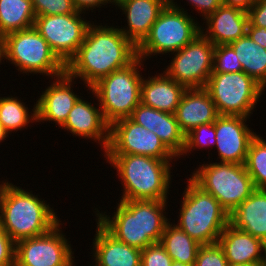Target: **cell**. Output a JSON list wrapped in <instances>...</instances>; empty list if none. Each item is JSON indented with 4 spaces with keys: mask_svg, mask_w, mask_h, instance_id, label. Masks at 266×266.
<instances>
[{
    "mask_svg": "<svg viewBox=\"0 0 266 266\" xmlns=\"http://www.w3.org/2000/svg\"><path fill=\"white\" fill-rule=\"evenodd\" d=\"M215 45L198 34L189 44L174 52L164 72L186 89L204 88L213 69Z\"/></svg>",
    "mask_w": 266,
    "mask_h": 266,
    "instance_id": "11",
    "label": "cell"
},
{
    "mask_svg": "<svg viewBox=\"0 0 266 266\" xmlns=\"http://www.w3.org/2000/svg\"><path fill=\"white\" fill-rule=\"evenodd\" d=\"M172 262L160 242L149 245L141 252V266H171Z\"/></svg>",
    "mask_w": 266,
    "mask_h": 266,
    "instance_id": "35",
    "label": "cell"
},
{
    "mask_svg": "<svg viewBox=\"0 0 266 266\" xmlns=\"http://www.w3.org/2000/svg\"><path fill=\"white\" fill-rule=\"evenodd\" d=\"M194 266H228L227 259L218 243L201 245Z\"/></svg>",
    "mask_w": 266,
    "mask_h": 266,
    "instance_id": "34",
    "label": "cell"
},
{
    "mask_svg": "<svg viewBox=\"0 0 266 266\" xmlns=\"http://www.w3.org/2000/svg\"><path fill=\"white\" fill-rule=\"evenodd\" d=\"M3 53L4 60L11 61L22 74L40 73L55 79L65 73V65L34 27L6 34Z\"/></svg>",
    "mask_w": 266,
    "mask_h": 266,
    "instance_id": "8",
    "label": "cell"
},
{
    "mask_svg": "<svg viewBox=\"0 0 266 266\" xmlns=\"http://www.w3.org/2000/svg\"><path fill=\"white\" fill-rule=\"evenodd\" d=\"M215 137V122L199 125L185 135V147L178 159L182 157V155L184 156V154L187 155V153H191L192 149L195 150L196 148L201 149L203 147H213L216 143Z\"/></svg>",
    "mask_w": 266,
    "mask_h": 266,
    "instance_id": "31",
    "label": "cell"
},
{
    "mask_svg": "<svg viewBox=\"0 0 266 266\" xmlns=\"http://www.w3.org/2000/svg\"><path fill=\"white\" fill-rule=\"evenodd\" d=\"M80 14L36 16L34 21V28L65 66L77 53L91 23Z\"/></svg>",
    "mask_w": 266,
    "mask_h": 266,
    "instance_id": "12",
    "label": "cell"
},
{
    "mask_svg": "<svg viewBox=\"0 0 266 266\" xmlns=\"http://www.w3.org/2000/svg\"><path fill=\"white\" fill-rule=\"evenodd\" d=\"M187 182L176 226L201 245L215 244L229 224V213L191 178Z\"/></svg>",
    "mask_w": 266,
    "mask_h": 266,
    "instance_id": "5",
    "label": "cell"
},
{
    "mask_svg": "<svg viewBox=\"0 0 266 266\" xmlns=\"http://www.w3.org/2000/svg\"><path fill=\"white\" fill-rule=\"evenodd\" d=\"M229 223L266 244V189H255L229 214Z\"/></svg>",
    "mask_w": 266,
    "mask_h": 266,
    "instance_id": "24",
    "label": "cell"
},
{
    "mask_svg": "<svg viewBox=\"0 0 266 266\" xmlns=\"http://www.w3.org/2000/svg\"><path fill=\"white\" fill-rule=\"evenodd\" d=\"M16 243L0 228V266H15Z\"/></svg>",
    "mask_w": 266,
    "mask_h": 266,
    "instance_id": "37",
    "label": "cell"
},
{
    "mask_svg": "<svg viewBox=\"0 0 266 266\" xmlns=\"http://www.w3.org/2000/svg\"><path fill=\"white\" fill-rule=\"evenodd\" d=\"M191 6L199 10L202 17L205 19L207 16L212 14L217 8L222 5V0H187Z\"/></svg>",
    "mask_w": 266,
    "mask_h": 266,
    "instance_id": "39",
    "label": "cell"
},
{
    "mask_svg": "<svg viewBox=\"0 0 266 266\" xmlns=\"http://www.w3.org/2000/svg\"><path fill=\"white\" fill-rule=\"evenodd\" d=\"M35 18L31 0H0V37L34 27Z\"/></svg>",
    "mask_w": 266,
    "mask_h": 266,
    "instance_id": "26",
    "label": "cell"
},
{
    "mask_svg": "<svg viewBox=\"0 0 266 266\" xmlns=\"http://www.w3.org/2000/svg\"><path fill=\"white\" fill-rule=\"evenodd\" d=\"M104 154H133L162 160H176V156L152 131L134 122L130 117L110 124L109 143Z\"/></svg>",
    "mask_w": 266,
    "mask_h": 266,
    "instance_id": "13",
    "label": "cell"
},
{
    "mask_svg": "<svg viewBox=\"0 0 266 266\" xmlns=\"http://www.w3.org/2000/svg\"><path fill=\"white\" fill-rule=\"evenodd\" d=\"M167 4L168 0H122L116 6L124 12L128 27L120 31L138 46Z\"/></svg>",
    "mask_w": 266,
    "mask_h": 266,
    "instance_id": "21",
    "label": "cell"
},
{
    "mask_svg": "<svg viewBox=\"0 0 266 266\" xmlns=\"http://www.w3.org/2000/svg\"><path fill=\"white\" fill-rule=\"evenodd\" d=\"M142 63H144L143 60L137 57L131 64L113 71L89 89L98 99L97 105L109 124L118 119L130 117L141 102L143 77L138 69L144 65Z\"/></svg>",
    "mask_w": 266,
    "mask_h": 266,
    "instance_id": "6",
    "label": "cell"
},
{
    "mask_svg": "<svg viewBox=\"0 0 266 266\" xmlns=\"http://www.w3.org/2000/svg\"><path fill=\"white\" fill-rule=\"evenodd\" d=\"M241 63L242 71L266 88V49L247 34L230 43Z\"/></svg>",
    "mask_w": 266,
    "mask_h": 266,
    "instance_id": "25",
    "label": "cell"
},
{
    "mask_svg": "<svg viewBox=\"0 0 266 266\" xmlns=\"http://www.w3.org/2000/svg\"><path fill=\"white\" fill-rule=\"evenodd\" d=\"M4 59L3 53V37H0V64L2 63L1 60Z\"/></svg>",
    "mask_w": 266,
    "mask_h": 266,
    "instance_id": "44",
    "label": "cell"
},
{
    "mask_svg": "<svg viewBox=\"0 0 266 266\" xmlns=\"http://www.w3.org/2000/svg\"><path fill=\"white\" fill-rule=\"evenodd\" d=\"M8 134L9 133L5 130V128L0 123V143L6 140L5 138L9 137Z\"/></svg>",
    "mask_w": 266,
    "mask_h": 266,
    "instance_id": "43",
    "label": "cell"
},
{
    "mask_svg": "<svg viewBox=\"0 0 266 266\" xmlns=\"http://www.w3.org/2000/svg\"><path fill=\"white\" fill-rule=\"evenodd\" d=\"M239 71H242V66L232 46L230 44L215 46L212 73H231Z\"/></svg>",
    "mask_w": 266,
    "mask_h": 266,
    "instance_id": "32",
    "label": "cell"
},
{
    "mask_svg": "<svg viewBox=\"0 0 266 266\" xmlns=\"http://www.w3.org/2000/svg\"><path fill=\"white\" fill-rule=\"evenodd\" d=\"M175 117L186 135L199 125L215 122L219 113L205 88H191L184 91Z\"/></svg>",
    "mask_w": 266,
    "mask_h": 266,
    "instance_id": "20",
    "label": "cell"
},
{
    "mask_svg": "<svg viewBox=\"0 0 266 266\" xmlns=\"http://www.w3.org/2000/svg\"><path fill=\"white\" fill-rule=\"evenodd\" d=\"M219 115L249 118L265 89L243 71L212 73L204 87Z\"/></svg>",
    "mask_w": 266,
    "mask_h": 266,
    "instance_id": "10",
    "label": "cell"
},
{
    "mask_svg": "<svg viewBox=\"0 0 266 266\" xmlns=\"http://www.w3.org/2000/svg\"><path fill=\"white\" fill-rule=\"evenodd\" d=\"M60 222L45 234L16 243L15 266H68L75 256Z\"/></svg>",
    "mask_w": 266,
    "mask_h": 266,
    "instance_id": "14",
    "label": "cell"
},
{
    "mask_svg": "<svg viewBox=\"0 0 266 266\" xmlns=\"http://www.w3.org/2000/svg\"><path fill=\"white\" fill-rule=\"evenodd\" d=\"M74 78L66 72L56 77L50 86L42 92L36 102L37 121H54L61 127L80 98L73 92Z\"/></svg>",
    "mask_w": 266,
    "mask_h": 266,
    "instance_id": "16",
    "label": "cell"
},
{
    "mask_svg": "<svg viewBox=\"0 0 266 266\" xmlns=\"http://www.w3.org/2000/svg\"><path fill=\"white\" fill-rule=\"evenodd\" d=\"M249 23L266 28V0H256L248 11Z\"/></svg>",
    "mask_w": 266,
    "mask_h": 266,
    "instance_id": "38",
    "label": "cell"
},
{
    "mask_svg": "<svg viewBox=\"0 0 266 266\" xmlns=\"http://www.w3.org/2000/svg\"><path fill=\"white\" fill-rule=\"evenodd\" d=\"M153 132L177 158L182 154L185 147V134L180 129L175 114L156 110Z\"/></svg>",
    "mask_w": 266,
    "mask_h": 266,
    "instance_id": "29",
    "label": "cell"
},
{
    "mask_svg": "<svg viewBox=\"0 0 266 266\" xmlns=\"http://www.w3.org/2000/svg\"><path fill=\"white\" fill-rule=\"evenodd\" d=\"M93 239L95 266H141L142 250L118 241L98 221Z\"/></svg>",
    "mask_w": 266,
    "mask_h": 266,
    "instance_id": "22",
    "label": "cell"
},
{
    "mask_svg": "<svg viewBox=\"0 0 266 266\" xmlns=\"http://www.w3.org/2000/svg\"><path fill=\"white\" fill-rule=\"evenodd\" d=\"M171 266H190V265H187V264H183L181 262H176V261H173Z\"/></svg>",
    "mask_w": 266,
    "mask_h": 266,
    "instance_id": "45",
    "label": "cell"
},
{
    "mask_svg": "<svg viewBox=\"0 0 266 266\" xmlns=\"http://www.w3.org/2000/svg\"><path fill=\"white\" fill-rule=\"evenodd\" d=\"M29 191L7 182L0 198V228L15 243L45 234L61 222L53 207Z\"/></svg>",
    "mask_w": 266,
    "mask_h": 266,
    "instance_id": "3",
    "label": "cell"
},
{
    "mask_svg": "<svg viewBox=\"0 0 266 266\" xmlns=\"http://www.w3.org/2000/svg\"><path fill=\"white\" fill-rule=\"evenodd\" d=\"M244 165L255 189H266V140L260 135L251 140Z\"/></svg>",
    "mask_w": 266,
    "mask_h": 266,
    "instance_id": "30",
    "label": "cell"
},
{
    "mask_svg": "<svg viewBox=\"0 0 266 266\" xmlns=\"http://www.w3.org/2000/svg\"><path fill=\"white\" fill-rule=\"evenodd\" d=\"M217 243L228 265H266V244L230 223L222 231Z\"/></svg>",
    "mask_w": 266,
    "mask_h": 266,
    "instance_id": "17",
    "label": "cell"
},
{
    "mask_svg": "<svg viewBox=\"0 0 266 266\" xmlns=\"http://www.w3.org/2000/svg\"><path fill=\"white\" fill-rule=\"evenodd\" d=\"M255 43L266 49V28L254 27L250 23L247 26L246 33Z\"/></svg>",
    "mask_w": 266,
    "mask_h": 266,
    "instance_id": "41",
    "label": "cell"
},
{
    "mask_svg": "<svg viewBox=\"0 0 266 266\" xmlns=\"http://www.w3.org/2000/svg\"><path fill=\"white\" fill-rule=\"evenodd\" d=\"M32 111L18 97H0V123L8 133L37 121L36 104Z\"/></svg>",
    "mask_w": 266,
    "mask_h": 266,
    "instance_id": "28",
    "label": "cell"
},
{
    "mask_svg": "<svg viewBox=\"0 0 266 266\" xmlns=\"http://www.w3.org/2000/svg\"><path fill=\"white\" fill-rule=\"evenodd\" d=\"M247 117L219 115L215 121L218 158L222 163L245 164L251 140L257 135L246 124Z\"/></svg>",
    "mask_w": 266,
    "mask_h": 266,
    "instance_id": "15",
    "label": "cell"
},
{
    "mask_svg": "<svg viewBox=\"0 0 266 266\" xmlns=\"http://www.w3.org/2000/svg\"><path fill=\"white\" fill-rule=\"evenodd\" d=\"M73 3H74L75 8L79 12L83 13V16L86 10L88 11V9L89 10L91 9V12H93L92 10L96 9V7L100 8L102 7V5L111 4L109 0H73Z\"/></svg>",
    "mask_w": 266,
    "mask_h": 266,
    "instance_id": "40",
    "label": "cell"
},
{
    "mask_svg": "<svg viewBox=\"0 0 266 266\" xmlns=\"http://www.w3.org/2000/svg\"><path fill=\"white\" fill-rule=\"evenodd\" d=\"M81 98L74 104L61 129L82 138L93 139L105 151L109 143L110 124L105 120L100 107Z\"/></svg>",
    "mask_w": 266,
    "mask_h": 266,
    "instance_id": "18",
    "label": "cell"
},
{
    "mask_svg": "<svg viewBox=\"0 0 266 266\" xmlns=\"http://www.w3.org/2000/svg\"><path fill=\"white\" fill-rule=\"evenodd\" d=\"M256 0H222V5L239 8L248 12Z\"/></svg>",
    "mask_w": 266,
    "mask_h": 266,
    "instance_id": "42",
    "label": "cell"
},
{
    "mask_svg": "<svg viewBox=\"0 0 266 266\" xmlns=\"http://www.w3.org/2000/svg\"><path fill=\"white\" fill-rule=\"evenodd\" d=\"M199 166L191 179L213 195L229 214L255 190L244 164L210 162Z\"/></svg>",
    "mask_w": 266,
    "mask_h": 266,
    "instance_id": "9",
    "label": "cell"
},
{
    "mask_svg": "<svg viewBox=\"0 0 266 266\" xmlns=\"http://www.w3.org/2000/svg\"><path fill=\"white\" fill-rule=\"evenodd\" d=\"M228 266H266V265H228Z\"/></svg>",
    "mask_w": 266,
    "mask_h": 266,
    "instance_id": "48",
    "label": "cell"
},
{
    "mask_svg": "<svg viewBox=\"0 0 266 266\" xmlns=\"http://www.w3.org/2000/svg\"><path fill=\"white\" fill-rule=\"evenodd\" d=\"M123 185L120 200L167 201L172 160L133 154H105Z\"/></svg>",
    "mask_w": 266,
    "mask_h": 266,
    "instance_id": "4",
    "label": "cell"
},
{
    "mask_svg": "<svg viewBox=\"0 0 266 266\" xmlns=\"http://www.w3.org/2000/svg\"><path fill=\"white\" fill-rule=\"evenodd\" d=\"M176 3L168 0L149 34L137 46L138 57L143 61L151 55L177 52L200 34L197 20Z\"/></svg>",
    "mask_w": 266,
    "mask_h": 266,
    "instance_id": "7",
    "label": "cell"
},
{
    "mask_svg": "<svg viewBox=\"0 0 266 266\" xmlns=\"http://www.w3.org/2000/svg\"><path fill=\"white\" fill-rule=\"evenodd\" d=\"M130 118L148 131H155L156 109L146 106L141 102L134 109Z\"/></svg>",
    "mask_w": 266,
    "mask_h": 266,
    "instance_id": "36",
    "label": "cell"
},
{
    "mask_svg": "<svg viewBox=\"0 0 266 266\" xmlns=\"http://www.w3.org/2000/svg\"><path fill=\"white\" fill-rule=\"evenodd\" d=\"M186 88L171 79L164 71L142 80L141 103L156 110L175 114Z\"/></svg>",
    "mask_w": 266,
    "mask_h": 266,
    "instance_id": "23",
    "label": "cell"
},
{
    "mask_svg": "<svg viewBox=\"0 0 266 266\" xmlns=\"http://www.w3.org/2000/svg\"><path fill=\"white\" fill-rule=\"evenodd\" d=\"M205 20L206 31L200 25V33L215 46L230 44L245 36L249 23L248 12L225 5H221Z\"/></svg>",
    "mask_w": 266,
    "mask_h": 266,
    "instance_id": "19",
    "label": "cell"
},
{
    "mask_svg": "<svg viewBox=\"0 0 266 266\" xmlns=\"http://www.w3.org/2000/svg\"><path fill=\"white\" fill-rule=\"evenodd\" d=\"M113 216L96 210V219L118 241L143 250L159 243L170 219L167 201L120 200Z\"/></svg>",
    "mask_w": 266,
    "mask_h": 266,
    "instance_id": "2",
    "label": "cell"
},
{
    "mask_svg": "<svg viewBox=\"0 0 266 266\" xmlns=\"http://www.w3.org/2000/svg\"><path fill=\"white\" fill-rule=\"evenodd\" d=\"M36 16L81 13L73 0H31Z\"/></svg>",
    "mask_w": 266,
    "mask_h": 266,
    "instance_id": "33",
    "label": "cell"
},
{
    "mask_svg": "<svg viewBox=\"0 0 266 266\" xmlns=\"http://www.w3.org/2000/svg\"><path fill=\"white\" fill-rule=\"evenodd\" d=\"M6 184H7V180H6V182L2 181V183L0 184V198H1L3 189H4V187H5Z\"/></svg>",
    "mask_w": 266,
    "mask_h": 266,
    "instance_id": "46",
    "label": "cell"
},
{
    "mask_svg": "<svg viewBox=\"0 0 266 266\" xmlns=\"http://www.w3.org/2000/svg\"><path fill=\"white\" fill-rule=\"evenodd\" d=\"M173 224L169 222L166 225L160 244L173 261L194 266L201 244Z\"/></svg>",
    "mask_w": 266,
    "mask_h": 266,
    "instance_id": "27",
    "label": "cell"
},
{
    "mask_svg": "<svg viewBox=\"0 0 266 266\" xmlns=\"http://www.w3.org/2000/svg\"><path fill=\"white\" fill-rule=\"evenodd\" d=\"M73 263H75L74 260L68 266H75Z\"/></svg>",
    "mask_w": 266,
    "mask_h": 266,
    "instance_id": "49",
    "label": "cell"
},
{
    "mask_svg": "<svg viewBox=\"0 0 266 266\" xmlns=\"http://www.w3.org/2000/svg\"><path fill=\"white\" fill-rule=\"evenodd\" d=\"M137 46L119 28L90 23L83 43L65 66V72L80 78L91 88L103 77L131 64L136 58Z\"/></svg>",
    "mask_w": 266,
    "mask_h": 266,
    "instance_id": "1",
    "label": "cell"
},
{
    "mask_svg": "<svg viewBox=\"0 0 266 266\" xmlns=\"http://www.w3.org/2000/svg\"><path fill=\"white\" fill-rule=\"evenodd\" d=\"M121 1L122 0H109V2L112 3V5H117Z\"/></svg>",
    "mask_w": 266,
    "mask_h": 266,
    "instance_id": "47",
    "label": "cell"
}]
</instances>
